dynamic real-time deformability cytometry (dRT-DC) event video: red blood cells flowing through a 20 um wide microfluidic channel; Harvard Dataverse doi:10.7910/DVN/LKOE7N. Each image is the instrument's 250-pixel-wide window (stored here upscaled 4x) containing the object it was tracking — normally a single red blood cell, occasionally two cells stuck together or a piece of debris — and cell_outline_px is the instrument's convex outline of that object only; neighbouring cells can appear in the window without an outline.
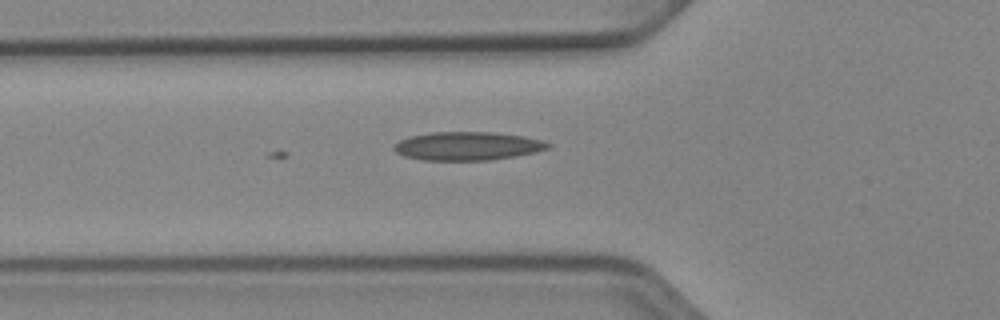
{"species": "Egyptian fruit bat (a non-hibernating species)", "species_latin": "Rousettus aegyptiacus", "temperature_condition": "cold", "stored_images_in_passage": 16, "camera_frame_rate_fps": 3000, "um_per_image_px": 0.085, "animal": {"sex": "female"}, "frame": {"image": 1, "passage_image": 2, "time_ms": 0.333, "image_size_px": [1000, 320], "cell_outline_px": [[552, 144], [548, 148], [536, 152], [516, 156], [492, 160], [424, 160], [404, 156], [396, 152], [392, 148], [392, 144], [408, 136], [432, 132], [492, 132], [524, 136], [544, 140]], "centroid_in_image_um": [39.73, 12.41], "position_along_channel_um": 86.1, "area_um2": 25.78}}
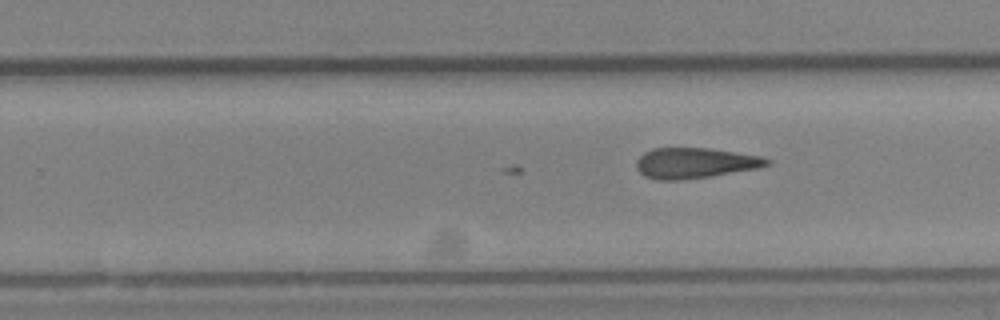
{"frame": {"image": 2, "passage_image": 16, "time_ms": 5.0, "image_size_px": [1000, 320], "cell_outline_px": [[772, 164], [756, 168], [708, 176], [680, 180], [656, 180], [644, 176], [636, 168], [636, 160], [644, 152], [652, 148], [708, 148], [760, 156], [772, 160]], "centroid_in_image_um": [59.03, 13.85], "position_along_channel_um": 270.8, "area_um2": 23.06}}